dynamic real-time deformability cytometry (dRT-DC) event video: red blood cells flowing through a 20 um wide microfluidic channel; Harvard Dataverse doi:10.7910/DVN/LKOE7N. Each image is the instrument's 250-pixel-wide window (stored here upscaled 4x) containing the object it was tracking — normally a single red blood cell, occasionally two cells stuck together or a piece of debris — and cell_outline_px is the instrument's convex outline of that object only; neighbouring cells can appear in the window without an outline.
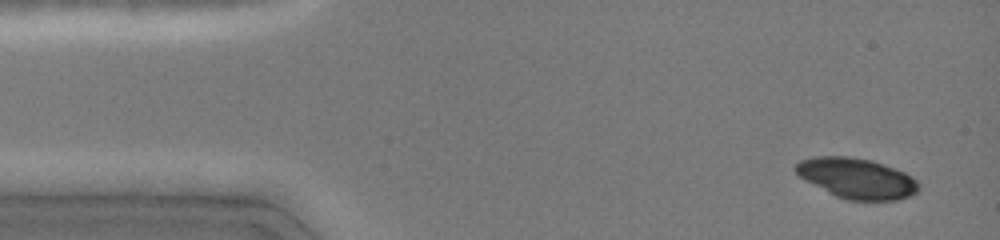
{"species": "common noctule bat (a hibernating species)", "species_latin": "Nyctalus noctula", "temperature_condition": "cold", "stored_images_in_passage": 7, "camera_frame_rate_fps": 3000, "um_per_image_px": 0.085, "animal": {"sex": "female", "body_mass_g": 19.0, "forearm_length_mm": 51.5}, "frame": {"image": 1, "passage_image": 1, "time_ms": 0.0, "image_size_px": [1000, 240], "cell_outline_px": [[920, 188], [916, 192], [908, 196], [896, 200], [848, 200], [836, 196], [804, 180], [792, 168], [800, 160], [812, 156], [848, 156], [872, 160], [904, 172], [912, 176], [920, 184]], "centroid_in_image_um": [72.8, 15.14], "position_along_channel_um": 12.2, "area_um2": 28.96}}